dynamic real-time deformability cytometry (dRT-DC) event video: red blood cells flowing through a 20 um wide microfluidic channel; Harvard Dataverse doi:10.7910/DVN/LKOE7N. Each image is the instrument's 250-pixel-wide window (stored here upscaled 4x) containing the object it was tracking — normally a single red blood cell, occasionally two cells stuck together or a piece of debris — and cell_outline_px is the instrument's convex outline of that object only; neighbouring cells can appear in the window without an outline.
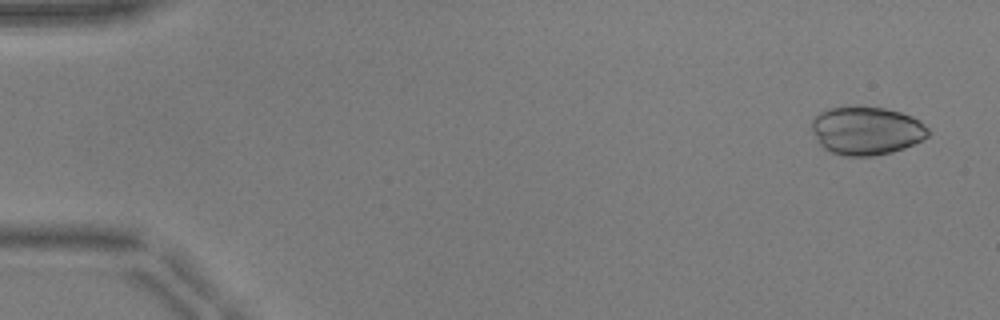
{"species": "common noctule bat (a hibernating species)", "species_latin": "Nyctalus noctula", "temperature_condition": "warm", "stored_images_in_passage": 51, "camera_frame_rate_fps": 3000, "um_per_image_px": 0.085, "animal": {"sex": "male", "body_mass_g": 17.9, "forearm_length_mm": 54.2}, "frame": {"image": 1, "passage_image": 3, "time_ms": 0.667, "image_size_px": [1000, 320], "cell_outline_px": [[928, 136], [904, 148], [892, 152], [872, 156], [844, 156], [832, 152], [824, 148], [820, 144], [812, 128], [812, 116], [828, 108], [884, 108], [900, 112], [912, 116], [920, 120], [928, 128]], "centroid_in_image_um": [73.65, 11.12], "position_along_channel_um": 11.4, "area_um2": 32.31}}
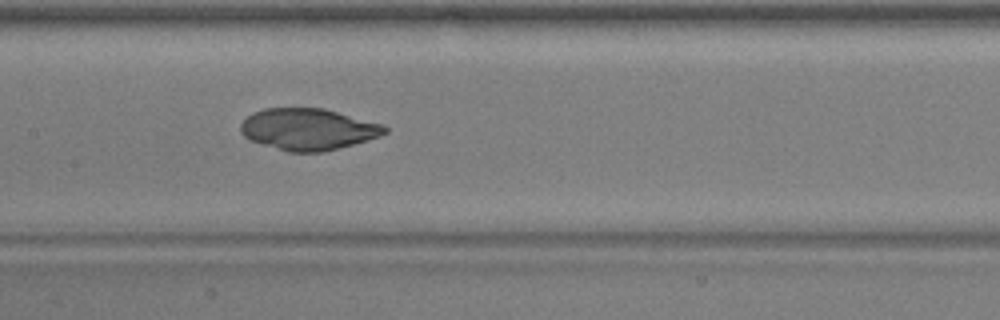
{"frame": {"image": 2, "passage_image": 26, "time_ms": 8.333, "image_size_px": [1000, 320], "cell_outline_px": [[388, 132], [380, 136], [368, 140], [324, 152], [288, 152], [252, 140], [244, 136], [240, 132], [240, 124], [252, 112], [264, 108], [324, 108], [384, 124], [388, 128]], "centroid_in_image_um": [26.22, 10.98], "position_along_channel_um": 181.2, "area_um2": 34.97}}
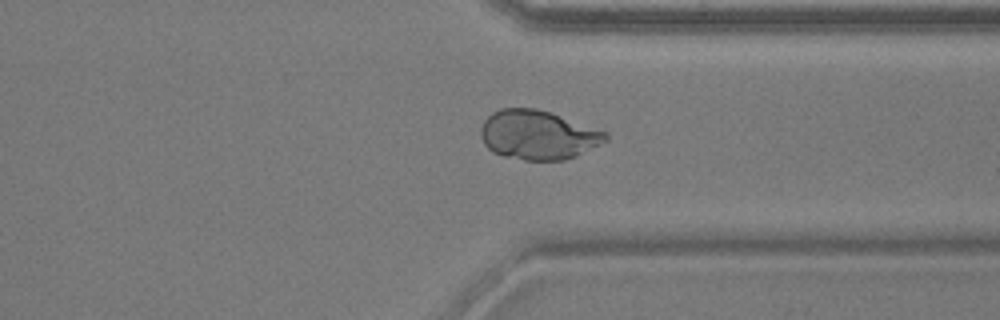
{"frame": {"image": 3, "passage_image": 40, "time_ms": 13.0, "image_size_px": [1000, 320], "cell_outline_px": [[608, 140], [576, 156], [564, 160], [524, 160], [504, 156], [492, 152], [484, 144], [480, 136], [480, 128], [484, 120], [492, 112], [500, 108], [536, 108], [548, 112], [604, 132], [608, 136]], "centroid_in_image_um": [45.65, 11.48], "position_along_channel_um": 365.7, "area_um2": 35.43}}